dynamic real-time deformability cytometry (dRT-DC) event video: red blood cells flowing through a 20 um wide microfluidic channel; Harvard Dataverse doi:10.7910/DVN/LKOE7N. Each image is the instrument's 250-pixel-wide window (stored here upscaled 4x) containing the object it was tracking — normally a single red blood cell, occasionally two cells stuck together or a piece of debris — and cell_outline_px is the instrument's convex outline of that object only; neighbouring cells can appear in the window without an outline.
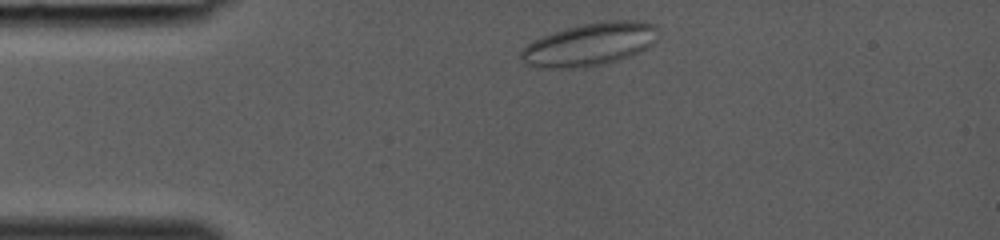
{"species": "common noctule bat (a hibernating species)", "species_latin": "Nyctalus noctula", "temperature_condition": "room temperature", "stored_images_in_passage": 6, "camera_frame_rate_fps": 3000, "um_per_image_px": 0.085, "animal": {"sex": "female", "body_mass_g": 19.0, "forearm_length_mm": 53.3}, "frame": {"image": 1, "passage_image": 1, "time_ms": 0.0, "image_size_px": [1000, 240], "cell_outline_px": [[656, 40], [648, 48], [628, 56], [604, 64], [584, 68], [540, 68], [528, 64], [520, 60], [520, 52], [532, 40], [540, 36], [580, 24], [612, 20], [636, 20], [656, 24]], "centroid_in_image_um": [50.1, 3.77], "position_along_channel_um": 34.9, "area_um2": 34.33}}
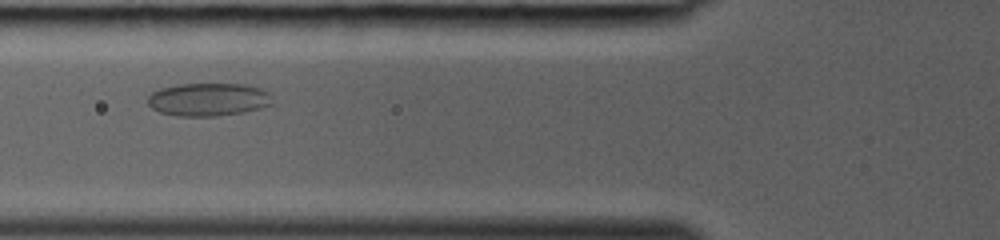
{"frame": {"image": 2, "passage_image": 5, "time_ms": 1.333, "image_size_px": [1000, 240], "cell_outline_px": [[272, 104], [260, 108], [244, 112], [216, 116], [176, 116], [160, 112], [152, 108], [148, 104], [148, 96], [152, 92], [160, 88], [176, 84], [244, 84], [260, 88], [268, 92], [272, 96]], "centroid_in_image_um": [17.7, 8.45], "position_along_channel_um": 108.1, "area_um2": 24.1}}
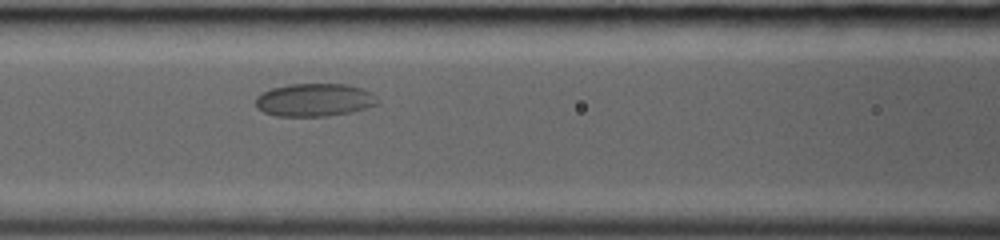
{"frame": {"image": 3, "passage_image": 6, "time_ms": 1.667, "image_size_px": [1000, 240], "cell_outline_px": [[380, 100], [376, 104], [352, 112], [328, 116], [276, 116], [264, 112], [256, 108], [256, 96], [272, 88], [288, 84], [348, 84], [372, 92]], "centroid_in_image_um": [26.73, 8.49], "position_along_channel_um": 139.9, "area_um2": 23.47}}